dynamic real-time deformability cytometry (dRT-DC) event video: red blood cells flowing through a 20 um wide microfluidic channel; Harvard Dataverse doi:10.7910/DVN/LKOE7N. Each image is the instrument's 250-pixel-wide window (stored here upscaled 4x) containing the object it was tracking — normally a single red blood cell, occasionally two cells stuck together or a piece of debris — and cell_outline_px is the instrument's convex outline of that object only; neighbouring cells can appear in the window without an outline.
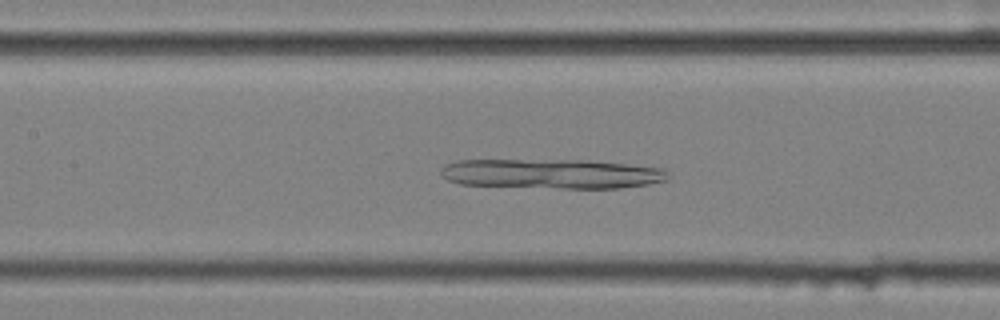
{"species": "common noctule bat (a hibernating species)", "species_latin": "Nyctalus noctula", "temperature_condition": "cold", "stored_images_in_passage": 57, "camera_frame_rate_fps": 3000, "um_per_image_px": 0.085, "animal": {"sex": "female", "body_mass_g": 25.1}, "frame": {"image": 1, "passage_image": 27, "time_ms": 8.667, "image_size_px": [1000, 320], "cell_outline_px": [[672, 176], [668, 180], [648, 184], [620, 188], [564, 188], [460, 184], [448, 180], [440, 176], [440, 168], [444, 164], [456, 160], [588, 160], [664, 168]], "centroid_in_image_um": [46.9, 14.76], "position_along_channel_um": 160.5, "area_um2": 39.54}}
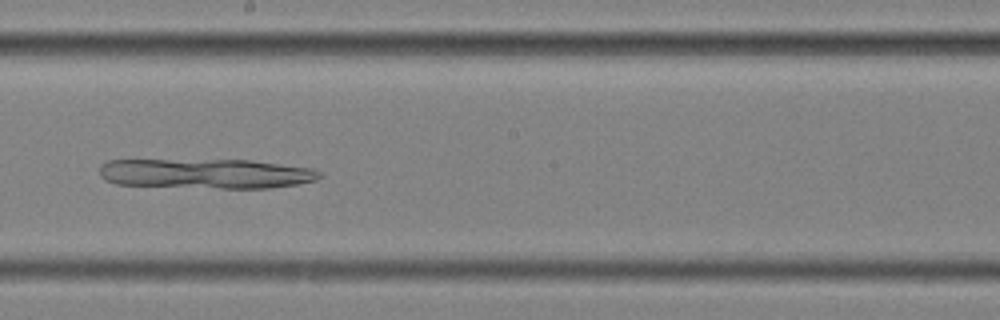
{"frame": {"image": 2, "passage_image": 33, "time_ms": 10.667, "image_size_px": [1000, 320], "cell_outline_px": [[320, 176], [316, 180], [296, 184], [272, 188], [220, 188], [116, 184], [104, 180], [100, 176], [100, 164], [108, 160], [252, 160], [312, 168], [320, 172]], "centroid_in_image_um": [17.49, 14.75], "position_along_channel_um": 230.7, "area_um2": 38.26}}
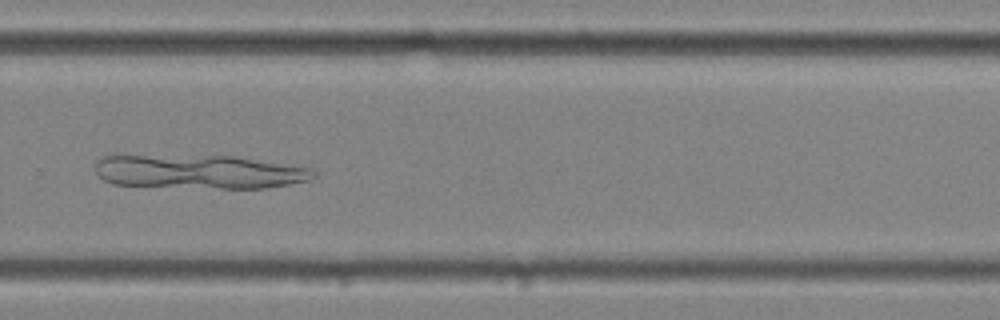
{"frame": {"image": 3, "passage_image": 40, "time_ms": 13.0, "image_size_px": [1000, 320], "cell_outline_px": [[316, 176], [308, 180], [288, 184], [264, 188], [220, 188], [112, 184], [104, 180], [96, 172], [96, 160], [104, 156], [236, 156], [312, 168], [316, 172]], "centroid_in_image_um": [16.98, 14.6], "position_along_channel_um": 312.8, "area_um2": 42.66}}